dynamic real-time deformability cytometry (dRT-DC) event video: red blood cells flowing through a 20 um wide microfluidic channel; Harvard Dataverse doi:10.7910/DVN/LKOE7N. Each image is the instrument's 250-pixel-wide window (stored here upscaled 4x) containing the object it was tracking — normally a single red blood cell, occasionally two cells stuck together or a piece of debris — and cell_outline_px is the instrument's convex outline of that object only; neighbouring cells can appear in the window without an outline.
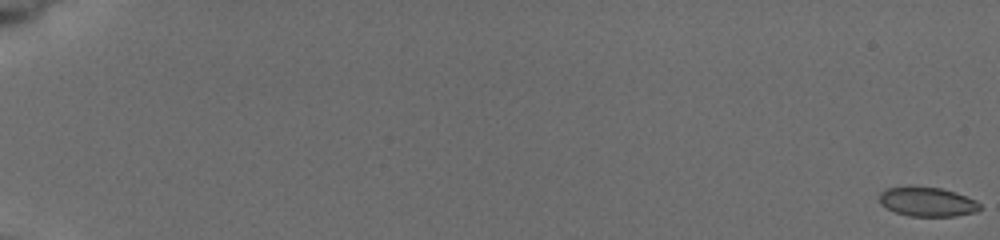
{"species": "common noctule bat (a hibernating species)", "species_latin": "Nyctalus noctula", "temperature_condition": "cold", "stored_images_in_passage": 9, "camera_frame_rate_fps": 3000, "um_per_image_px": 0.085, "animal": {"sex": "female", "body_mass_g": 19.5, "forearm_length_mm": 54.1}, "frame": {"image": 1, "passage_image": 1, "time_ms": 0.0, "image_size_px": [1000, 240], "cell_outline_px": [[980, 208], [976, 212], [956, 216], [908, 216], [896, 212], [880, 204], [880, 192], [888, 188], [908, 184], [940, 188], [956, 192], [976, 200], [980, 204]], "centroid_in_image_um": [78.81, 17.12], "position_along_channel_um": 6.2, "area_um2": 17.51}}
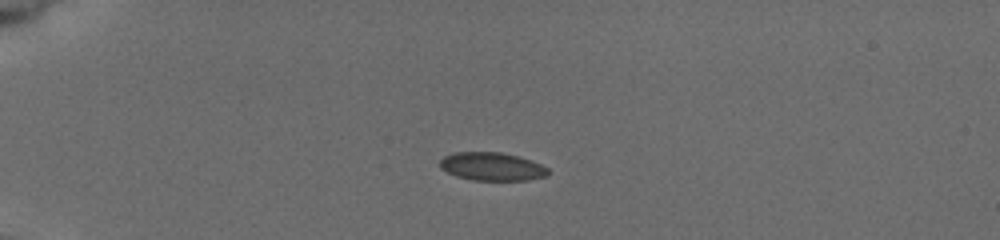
{"frame": {"image": 2, "passage_image": 6, "time_ms": 5.333, "image_size_px": [1000, 240], "cell_outline_px": [[548, 176], [528, 180], [472, 180], [456, 176], [440, 168], [440, 160], [444, 156], [456, 152], [500, 152], [516, 156], [540, 164], [548, 168]], "centroid_in_image_um": [41.8, 14.16], "position_along_channel_um": 43.2, "area_um2": 17.63}}
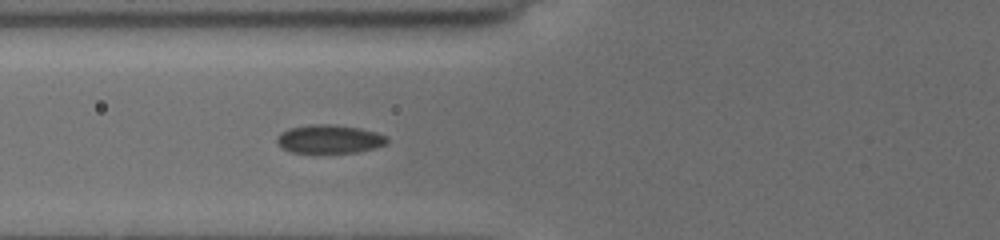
{"frame": {"image": 3, "passage_image": 9, "time_ms": 8.0, "image_size_px": [1000, 240], "cell_outline_px": [[388, 144], [360, 152], [312, 156], [288, 152], [280, 148], [276, 144], [276, 136], [280, 132], [288, 128], [312, 124], [332, 124], [360, 128], [376, 132], [388, 136]], "centroid_in_image_um": [27.93, 11.88], "position_along_channel_um": 97.9, "area_um2": 19.65}}